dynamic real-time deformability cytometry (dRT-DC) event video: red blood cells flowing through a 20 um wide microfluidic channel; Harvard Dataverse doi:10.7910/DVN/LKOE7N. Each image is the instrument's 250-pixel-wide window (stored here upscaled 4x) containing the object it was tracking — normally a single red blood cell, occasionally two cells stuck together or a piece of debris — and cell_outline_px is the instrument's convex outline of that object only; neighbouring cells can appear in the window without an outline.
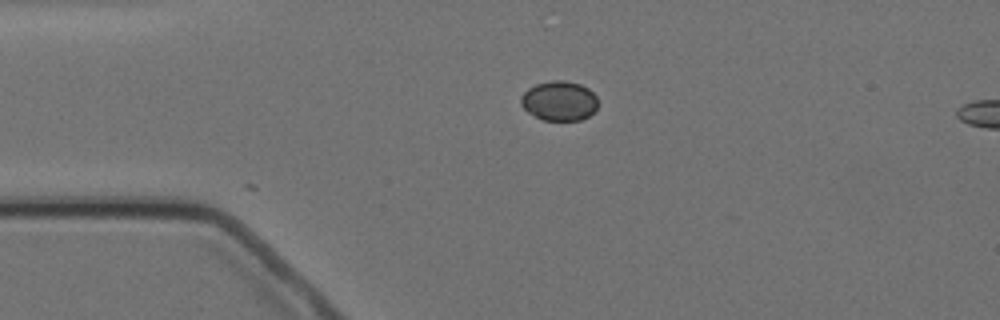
{"species": "Egyptian fruit bat (a non-hibernating species)", "species_latin": "Rousettus aegyptiacus", "temperature_condition": "cold", "stored_images_in_passage": 2, "camera_frame_rate_fps": 3000, "um_per_image_px": 0.085, "animal": {"sex": "female"}, "frame": {"image": 1, "passage_image": 2, "time_ms": 1.333, "image_size_px": [1000, 320], "cell_outline_px": [[596, 108], [588, 116], [580, 120], [544, 120], [528, 112], [520, 104], [520, 96], [528, 88], [536, 84], [552, 80], [564, 80], [580, 84], [588, 88], [596, 96]], "centroid_in_image_um": [47.51, 8.56], "position_along_channel_um": 37.5, "area_um2": 17.69}}